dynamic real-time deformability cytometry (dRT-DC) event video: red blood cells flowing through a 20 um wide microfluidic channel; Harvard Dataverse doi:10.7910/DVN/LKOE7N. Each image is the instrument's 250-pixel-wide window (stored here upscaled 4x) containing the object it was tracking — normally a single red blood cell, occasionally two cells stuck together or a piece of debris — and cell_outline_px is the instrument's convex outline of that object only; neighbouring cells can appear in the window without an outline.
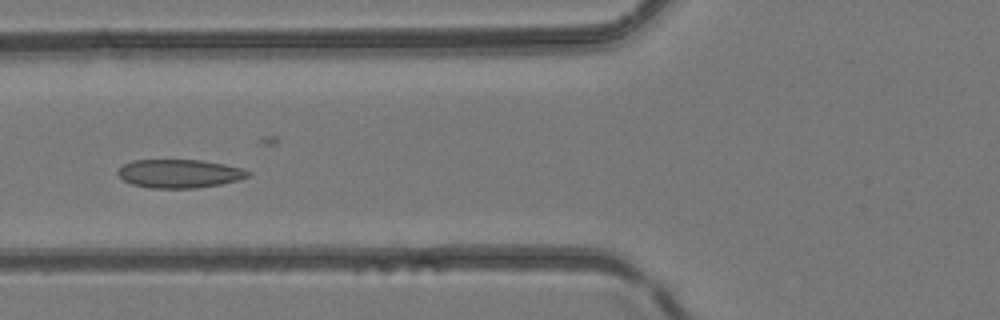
{"species": "common noctule bat (a hibernating species)", "species_latin": "Nyctalus noctula", "temperature_condition": "room temperature", "stored_images_in_passage": 18, "camera_frame_rate_fps": 3000, "um_per_image_px": 0.085, "animal": {"sex": "female", "body_mass_g": 24.6, "forearm_length_mm": 56.2}, "frame": {"image": 1, "passage_image": 8, "time_ms": 2.333, "image_size_px": [1000, 320], "cell_outline_px": [[252, 176], [220, 184], [196, 188], [152, 188], [132, 184], [124, 180], [116, 172], [124, 164], [132, 160], [200, 160], [224, 164], [244, 168], [252, 172]], "centroid_in_image_um": [15.29, 14.75], "position_along_channel_um": 110.5, "area_um2": 21.62}}
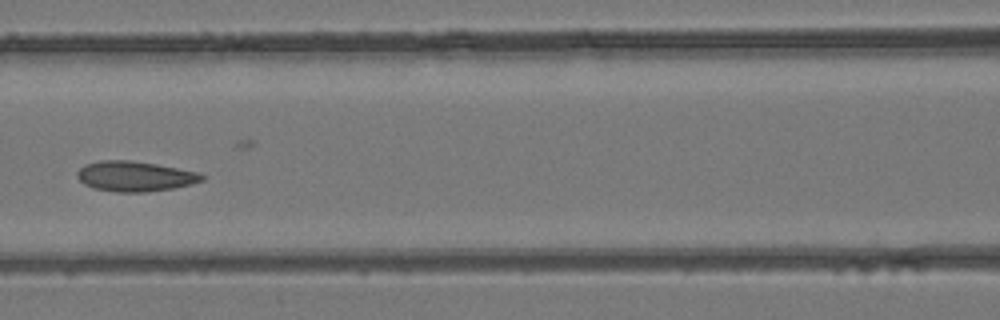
{"frame": {"image": 2, "passage_image": 11, "time_ms": 3.333, "image_size_px": [1000, 320], "cell_outline_px": [[204, 180], [192, 184], [172, 188], [148, 192], [116, 192], [92, 188], [84, 184], [76, 176], [76, 172], [84, 164], [100, 160], [128, 160], [156, 164], [200, 172], [204, 176]], "centroid_in_image_um": [11.45, 14.98], "position_along_channel_um": 155.1, "area_um2": 22.08}}